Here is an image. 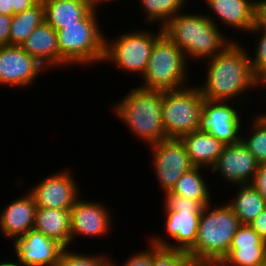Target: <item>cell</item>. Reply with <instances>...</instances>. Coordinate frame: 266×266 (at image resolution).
<instances>
[{
  "label": "cell",
  "mask_w": 266,
  "mask_h": 266,
  "mask_svg": "<svg viewBox=\"0 0 266 266\" xmlns=\"http://www.w3.org/2000/svg\"><path fill=\"white\" fill-rule=\"evenodd\" d=\"M242 44L232 41L214 57L205 60L204 81L197 83L205 100L243 103L246 109L245 101L250 103L253 99L249 96L251 91L264 90L255 78L248 50Z\"/></svg>",
  "instance_id": "1"
},
{
  "label": "cell",
  "mask_w": 266,
  "mask_h": 266,
  "mask_svg": "<svg viewBox=\"0 0 266 266\" xmlns=\"http://www.w3.org/2000/svg\"><path fill=\"white\" fill-rule=\"evenodd\" d=\"M163 33L183 51L189 64L197 61L198 65L202 60L214 57L232 41L240 40L236 36L231 39V32L226 34L199 10L179 12L163 27Z\"/></svg>",
  "instance_id": "2"
},
{
  "label": "cell",
  "mask_w": 266,
  "mask_h": 266,
  "mask_svg": "<svg viewBox=\"0 0 266 266\" xmlns=\"http://www.w3.org/2000/svg\"><path fill=\"white\" fill-rule=\"evenodd\" d=\"M112 104V114L135 138L151 146L167 139L162 123L163 91L136 86Z\"/></svg>",
  "instance_id": "3"
},
{
  "label": "cell",
  "mask_w": 266,
  "mask_h": 266,
  "mask_svg": "<svg viewBox=\"0 0 266 266\" xmlns=\"http://www.w3.org/2000/svg\"><path fill=\"white\" fill-rule=\"evenodd\" d=\"M241 225L235 212L223 203L212 202L201 211L194 246L187 252L197 264H218L228 253Z\"/></svg>",
  "instance_id": "4"
},
{
  "label": "cell",
  "mask_w": 266,
  "mask_h": 266,
  "mask_svg": "<svg viewBox=\"0 0 266 266\" xmlns=\"http://www.w3.org/2000/svg\"><path fill=\"white\" fill-rule=\"evenodd\" d=\"M94 7L77 24L66 25L57 30L60 52V68L69 69L76 66L93 68L101 65L104 58L105 33L98 12ZM99 16V17H98Z\"/></svg>",
  "instance_id": "5"
},
{
  "label": "cell",
  "mask_w": 266,
  "mask_h": 266,
  "mask_svg": "<svg viewBox=\"0 0 266 266\" xmlns=\"http://www.w3.org/2000/svg\"><path fill=\"white\" fill-rule=\"evenodd\" d=\"M191 66L194 67L188 63L183 51L163 34L154 43L146 72L140 79L143 82L137 86L159 91L187 87L193 82L190 77Z\"/></svg>",
  "instance_id": "6"
},
{
  "label": "cell",
  "mask_w": 266,
  "mask_h": 266,
  "mask_svg": "<svg viewBox=\"0 0 266 266\" xmlns=\"http://www.w3.org/2000/svg\"><path fill=\"white\" fill-rule=\"evenodd\" d=\"M128 29L113 35L105 34L104 58L102 63L111 64L126 75L142 78L146 72L154 43L164 34L163 28Z\"/></svg>",
  "instance_id": "7"
},
{
  "label": "cell",
  "mask_w": 266,
  "mask_h": 266,
  "mask_svg": "<svg viewBox=\"0 0 266 266\" xmlns=\"http://www.w3.org/2000/svg\"><path fill=\"white\" fill-rule=\"evenodd\" d=\"M204 97L196 83L163 91L162 123L167 138L182 136L202 128Z\"/></svg>",
  "instance_id": "8"
},
{
  "label": "cell",
  "mask_w": 266,
  "mask_h": 266,
  "mask_svg": "<svg viewBox=\"0 0 266 266\" xmlns=\"http://www.w3.org/2000/svg\"><path fill=\"white\" fill-rule=\"evenodd\" d=\"M147 148L152 155L149 162H152L150 165L155 180L163 195L171 191L177 180L194 167L180 139L167 138Z\"/></svg>",
  "instance_id": "9"
},
{
  "label": "cell",
  "mask_w": 266,
  "mask_h": 266,
  "mask_svg": "<svg viewBox=\"0 0 266 266\" xmlns=\"http://www.w3.org/2000/svg\"><path fill=\"white\" fill-rule=\"evenodd\" d=\"M63 169L48 174L27 189L37 208L70 210L75 201L82 196L78 184L80 182L76 181L74 170L65 167Z\"/></svg>",
  "instance_id": "10"
},
{
  "label": "cell",
  "mask_w": 266,
  "mask_h": 266,
  "mask_svg": "<svg viewBox=\"0 0 266 266\" xmlns=\"http://www.w3.org/2000/svg\"><path fill=\"white\" fill-rule=\"evenodd\" d=\"M105 204L96 199H84L83 196L75 201L70 209L71 246L74 242L78 243L79 237H93L95 241V238H107V234H112L114 213L111 212V207L108 208Z\"/></svg>",
  "instance_id": "11"
},
{
  "label": "cell",
  "mask_w": 266,
  "mask_h": 266,
  "mask_svg": "<svg viewBox=\"0 0 266 266\" xmlns=\"http://www.w3.org/2000/svg\"><path fill=\"white\" fill-rule=\"evenodd\" d=\"M48 70L21 46H0V87L27 89ZM44 72V73H43ZM35 83V84H34Z\"/></svg>",
  "instance_id": "12"
},
{
  "label": "cell",
  "mask_w": 266,
  "mask_h": 266,
  "mask_svg": "<svg viewBox=\"0 0 266 266\" xmlns=\"http://www.w3.org/2000/svg\"><path fill=\"white\" fill-rule=\"evenodd\" d=\"M241 105L244 106L238 102L204 100L202 129L225 145L239 142L243 122L246 120L239 109Z\"/></svg>",
  "instance_id": "13"
},
{
  "label": "cell",
  "mask_w": 266,
  "mask_h": 266,
  "mask_svg": "<svg viewBox=\"0 0 266 266\" xmlns=\"http://www.w3.org/2000/svg\"><path fill=\"white\" fill-rule=\"evenodd\" d=\"M162 205L164 207L162 213L165 215L163 230L165 229L164 231L170 239L166 238L164 234L160 236L156 233L145 238L159 247L188 252L195 244L202 210L175 212L169 210L163 203Z\"/></svg>",
  "instance_id": "14"
},
{
  "label": "cell",
  "mask_w": 266,
  "mask_h": 266,
  "mask_svg": "<svg viewBox=\"0 0 266 266\" xmlns=\"http://www.w3.org/2000/svg\"><path fill=\"white\" fill-rule=\"evenodd\" d=\"M258 166L254 155L240 140L225 145L223 152L210 169V174H213L212 177L219 176L218 179L221 178L228 186L248 184L252 182Z\"/></svg>",
  "instance_id": "15"
},
{
  "label": "cell",
  "mask_w": 266,
  "mask_h": 266,
  "mask_svg": "<svg viewBox=\"0 0 266 266\" xmlns=\"http://www.w3.org/2000/svg\"><path fill=\"white\" fill-rule=\"evenodd\" d=\"M12 257L21 266H55L65 249L41 232L31 229L12 242Z\"/></svg>",
  "instance_id": "16"
},
{
  "label": "cell",
  "mask_w": 266,
  "mask_h": 266,
  "mask_svg": "<svg viewBox=\"0 0 266 266\" xmlns=\"http://www.w3.org/2000/svg\"><path fill=\"white\" fill-rule=\"evenodd\" d=\"M201 1H204V6H207L205 9L208 8L207 10L209 11L207 13V10H205V15L216 26H218L219 28L221 26L222 31L223 28H226L229 31L233 30L235 33H243V36L244 34L246 35V33L248 34V32L255 24V0Z\"/></svg>",
  "instance_id": "17"
},
{
  "label": "cell",
  "mask_w": 266,
  "mask_h": 266,
  "mask_svg": "<svg viewBox=\"0 0 266 266\" xmlns=\"http://www.w3.org/2000/svg\"><path fill=\"white\" fill-rule=\"evenodd\" d=\"M266 264V242L249 225L241 224L233 236L228 253L219 266H263Z\"/></svg>",
  "instance_id": "18"
},
{
  "label": "cell",
  "mask_w": 266,
  "mask_h": 266,
  "mask_svg": "<svg viewBox=\"0 0 266 266\" xmlns=\"http://www.w3.org/2000/svg\"><path fill=\"white\" fill-rule=\"evenodd\" d=\"M37 206L32 195L25 190L22 196L12 199L0 211V233L12 242L33 229Z\"/></svg>",
  "instance_id": "19"
},
{
  "label": "cell",
  "mask_w": 266,
  "mask_h": 266,
  "mask_svg": "<svg viewBox=\"0 0 266 266\" xmlns=\"http://www.w3.org/2000/svg\"><path fill=\"white\" fill-rule=\"evenodd\" d=\"M21 47L49 72L51 69H60L57 32L45 21L34 29Z\"/></svg>",
  "instance_id": "20"
},
{
  "label": "cell",
  "mask_w": 266,
  "mask_h": 266,
  "mask_svg": "<svg viewBox=\"0 0 266 266\" xmlns=\"http://www.w3.org/2000/svg\"><path fill=\"white\" fill-rule=\"evenodd\" d=\"M186 147L189 159L194 167L210 170L223 152L225 144L202 128L180 138Z\"/></svg>",
  "instance_id": "21"
},
{
  "label": "cell",
  "mask_w": 266,
  "mask_h": 266,
  "mask_svg": "<svg viewBox=\"0 0 266 266\" xmlns=\"http://www.w3.org/2000/svg\"><path fill=\"white\" fill-rule=\"evenodd\" d=\"M45 22L56 31L77 24L94 7V0H42Z\"/></svg>",
  "instance_id": "22"
},
{
  "label": "cell",
  "mask_w": 266,
  "mask_h": 266,
  "mask_svg": "<svg viewBox=\"0 0 266 266\" xmlns=\"http://www.w3.org/2000/svg\"><path fill=\"white\" fill-rule=\"evenodd\" d=\"M33 229L64 248H71L70 210L37 208Z\"/></svg>",
  "instance_id": "23"
},
{
  "label": "cell",
  "mask_w": 266,
  "mask_h": 266,
  "mask_svg": "<svg viewBox=\"0 0 266 266\" xmlns=\"http://www.w3.org/2000/svg\"><path fill=\"white\" fill-rule=\"evenodd\" d=\"M204 172L205 174H210V170L208 169L193 167L177 180L175 186L170 192L172 194L193 199L199 202L203 207L213 201H216L214 200L215 197H213L212 193H210L214 192L212 190L213 188L210 186L213 183L209 184L210 180L206 179L208 177L204 176Z\"/></svg>",
  "instance_id": "24"
},
{
  "label": "cell",
  "mask_w": 266,
  "mask_h": 266,
  "mask_svg": "<svg viewBox=\"0 0 266 266\" xmlns=\"http://www.w3.org/2000/svg\"><path fill=\"white\" fill-rule=\"evenodd\" d=\"M230 187L237 190L235 195L232 194L234 197L230 195L226 203L235 212L241 224H249L266 208V200L250 183Z\"/></svg>",
  "instance_id": "25"
},
{
  "label": "cell",
  "mask_w": 266,
  "mask_h": 266,
  "mask_svg": "<svg viewBox=\"0 0 266 266\" xmlns=\"http://www.w3.org/2000/svg\"><path fill=\"white\" fill-rule=\"evenodd\" d=\"M189 1L191 0H137V3L139 2L142 10L141 18H144L141 21L153 29V24L163 28L174 16L182 12L187 4L191 5Z\"/></svg>",
  "instance_id": "26"
},
{
  "label": "cell",
  "mask_w": 266,
  "mask_h": 266,
  "mask_svg": "<svg viewBox=\"0 0 266 266\" xmlns=\"http://www.w3.org/2000/svg\"><path fill=\"white\" fill-rule=\"evenodd\" d=\"M45 21V9L42 0L23 12L12 16L9 45L21 46L27 37Z\"/></svg>",
  "instance_id": "27"
},
{
  "label": "cell",
  "mask_w": 266,
  "mask_h": 266,
  "mask_svg": "<svg viewBox=\"0 0 266 266\" xmlns=\"http://www.w3.org/2000/svg\"><path fill=\"white\" fill-rule=\"evenodd\" d=\"M263 113V114H262ZM251 118V119H250ZM251 122H243L240 140L247 149L254 155L256 161L260 164L266 163V112L260 111L253 113L249 117ZM244 128V129H243ZM247 134V135H246Z\"/></svg>",
  "instance_id": "28"
},
{
  "label": "cell",
  "mask_w": 266,
  "mask_h": 266,
  "mask_svg": "<svg viewBox=\"0 0 266 266\" xmlns=\"http://www.w3.org/2000/svg\"><path fill=\"white\" fill-rule=\"evenodd\" d=\"M248 33L251 35L247 36L255 38L253 45L251 44V46L255 45L253 52L249 50V46L245 44L244 46L247 47L255 78L263 88H266V29L253 26Z\"/></svg>",
  "instance_id": "29"
},
{
  "label": "cell",
  "mask_w": 266,
  "mask_h": 266,
  "mask_svg": "<svg viewBox=\"0 0 266 266\" xmlns=\"http://www.w3.org/2000/svg\"><path fill=\"white\" fill-rule=\"evenodd\" d=\"M71 248L63 250L55 266H107L111 262L112 257L106 251L105 253L101 251V253L90 254L89 251L82 253L78 249L75 250V247Z\"/></svg>",
  "instance_id": "30"
},
{
  "label": "cell",
  "mask_w": 266,
  "mask_h": 266,
  "mask_svg": "<svg viewBox=\"0 0 266 266\" xmlns=\"http://www.w3.org/2000/svg\"><path fill=\"white\" fill-rule=\"evenodd\" d=\"M152 266H198L187 252L153 244Z\"/></svg>",
  "instance_id": "31"
},
{
  "label": "cell",
  "mask_w": 266,
  "mask_h": 266,
  "mask_svg": "<svg viewBox=\"0 0 266 266\" xmlns=\"http://www.w3.org/2000/svg\"><path fill=\"white\" fill-rule=\"evenodd\" d=\"M146 248L136 250V252H132L128 257L124 260V263H116L117 259L111 258V262L114 266H152L153 264V243L146 238ZM114 260V261H113Z\"/></svg>",
  "instance_id": "32"
},
{
  "label": "cell",
  "mask_w": 266,
  "mask_h": 266,
  "mask_svg": "<svg viewBox=\"0 0 266 266\" xmlns=\"http://www.w3.org/2000/svg\"><path fill=\"white\" fill-rule=\"evenodd\" d=\"M165 196V197H164ZM163 204L171 211L180 212L182 210H202L203 206L190 198L172 194L170 191L163 195Z\"/></svg>",
  "instance_id": "33"
},
{
  "label": "cell",
  "mask_w": 266,
  "mask_h": 266,
  "mask_svg": "<svg viewBox=\"0 0 266 266\" xmlns=\"http://www.w3.org/2000/svg\"><path fill=\"white\" fill-rule=\"evenodd\" d=\"M250 184L253 185L266 200V163L258 166V170Z\"/></svg>",
  "instance_id": "34"
},
{
  "label": "cell",
  "mask_w": 266,
  "mask_h": 266,
  "mask_svg": "<svg viewBox=\"0 0 266 266\" xmlns=\"http://www.w3.org/2000/svg\"><path fill=\"white\" fill-rule=\"evenodd\" d=\"M254 26L266 29V0H255Z\"/></svg>",
  "instance_id": "35"
},
{
  "label": "cell",
  "mask_w": 266,
  "mask_h": 266,
  "mask_svg": "<svg viewBox=\"0 0 266 266\" xmlns=\"http://www.w3.org/2000/svg\"><path fill=\"white\" fill-rule=\"evenodd\" d=\"M12 16L0 14V46L9 45Z\"/></svg>",
  "instance_id": "36"
},
{
  "label": "cell",
  "mask_w": 266,
  "mask_h": 266,
  "mask_svg": "<svg viewBox=\"0 0 266 266\" xmlns=\"http://www.w3.org/2000/svg\"><path fill=\"white\" fill-rule=\"evenodd\" d=\"M249 225L266 242V208L253 221H251Z\"/></svg>",
  "instance_id": "37"
},
{
  "label": "cell",
  "mask_w": 266,
  "mask_h": 266,
  "mask_svg": "<svg viewBox=\"0 0 266 266\" xmlns=\"http://www.w3.org/2000/svg\"><path fill=\"white\" fill-rule=\"evenodd\" d=\"M12 7L13 15L23 12L34 6L39 0H9Z\"/></svg>",
  "instance_id": "38"
},
{
  "label": "cell",
  "mask_w": 266,
  "mask_h": 266,
  "mask_svg": "<svg viewBox=\"0 0 266 266\" xmlns=\"http://www.w3.org/2000/svg\"><path fill=\"white\" fill-rule=\"evenodd\" d=\"M0 14L13 16L12 7L9 0H0Z\"/></svg>",
  "instance_id": "39"
},
{
  "label": "cell",
  "mask_w": 266,
  "mask_h": 266,
  "mask_svg": "<svg viewBox=\"0 0 266 266\" xmlns=\"http://www.w3.org/2000/svg\"><path fill=\"white\" fill-rule=\"evenodd\" d=\"M11 259H14V258H10L9 259H5V260H0V266H21L17 261L15 260H11Z\"/></svg>",
  "instance_id": "40"
},
{
  "label": "cell",
  "mask_w": 266,
  "mask_h": 266,
  "mask_svg": "<svg viewBox=\"0 0 266 266\" xmlns=\"http://www.w3.org/2000/svg\"><path fill=\"white\" fill-rule=\"evenodd\" d=\"M109 1L113 2V1H116V0H94V5H95L96 8L100 9L101 6H103L105 3L107 4V2H109Z\"/></svg>",
  "instance_id": "41"
},
{
  "label": "cell",
  "mask_w": 266,
  "mask_h": 266,
  "mask_svg": "<svg viewBox=\"0 0 266 266\" xmlns=\"http://www.w3.org/2000/svg\"><path fill=\"white\" fill-rule=\"evenodd\" d=\"M198 266H219L218 264H202V265H198Z\"/></svg>",
  "instance_id": "42"
},
{
  "label": "cell",
  "mask_w": 266,
  "mask_h": 266,
  "mask_svg": "<svg viewBox=\"0 0 266 266\" xmlns=\"http://www.w3.org/2000/svg\"><path fill=\"white\" fill-rule=\"evenodd\" d=\"M107 266H114V264L112 262H110Z\"/></svg>",
  "instance_id": "43"
}]
</instances>
